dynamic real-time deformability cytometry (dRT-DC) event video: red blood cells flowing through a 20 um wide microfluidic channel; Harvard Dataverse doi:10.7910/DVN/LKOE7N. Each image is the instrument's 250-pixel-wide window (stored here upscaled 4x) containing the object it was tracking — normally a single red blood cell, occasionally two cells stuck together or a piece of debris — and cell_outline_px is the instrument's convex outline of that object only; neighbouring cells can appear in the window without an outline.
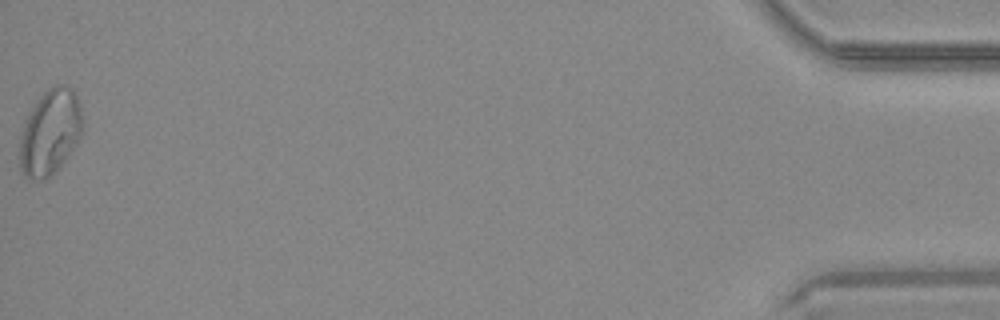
{"species": "common noctule bat (a hibernating species)", "species_latin": "Nyctalus noctula", "temperature_condition": "warm", "stored_images_in_passage": 32, "camera_frame_rate_fps": 3000, "um_per_image_px": 0.085, "animal": {"sex": "male", "body_mass_g": 20.4}, "frame": {"image": 1, "passage_image": 32, "time_ms": 10.333, "image_size_px": [1000, 320], "cell_outline_px": [[84, 124], [80, 136], [72, 148], [60, 164], [44, 180], [28, 180], [20, 172], [20, 140], [24, 124], [28, 112], [44, 92], [48, 88], [56, 84], [64, 84], [72, 88], [80, 104], [84, 120]], "centroid_in_image_um": [4.25, 11.21], "position_along_channel_um": 430.9, "area_um2": 31.15}}